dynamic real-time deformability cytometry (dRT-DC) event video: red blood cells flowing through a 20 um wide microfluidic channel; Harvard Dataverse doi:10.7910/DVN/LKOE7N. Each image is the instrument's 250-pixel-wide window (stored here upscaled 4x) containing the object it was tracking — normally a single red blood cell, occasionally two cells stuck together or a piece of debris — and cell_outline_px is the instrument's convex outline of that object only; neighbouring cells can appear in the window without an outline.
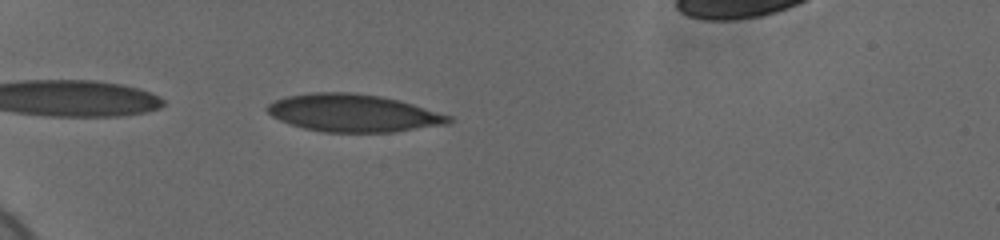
{"species": "human", "species_latin": "Homo sapiens", "temperature_condition": "cold", "stored_images_in_passage": 40, "camera_frame_rate_fps": 3000, "um_per_image_px": 0.085, "donor": {"sex": "female"}, "frame": {"image": 1, "passage_image": 2, "time_ms": 0.333, "image_size_px": [1000, 240], "cell_outline_px": [[452, 120], [448, 124], [396, 132], [324, 132], [304, 128], [288, 124], [272, 116], [264, 108], [268, 104], [276, 100], [288, 96], [312, 92], [352, 92], [380, 96], [400, 100], [452, 116]], "centroid_in_image_um": [30.04, 9.61], "position_along_channel_um": 55.0, "area_um2": 39.88}}
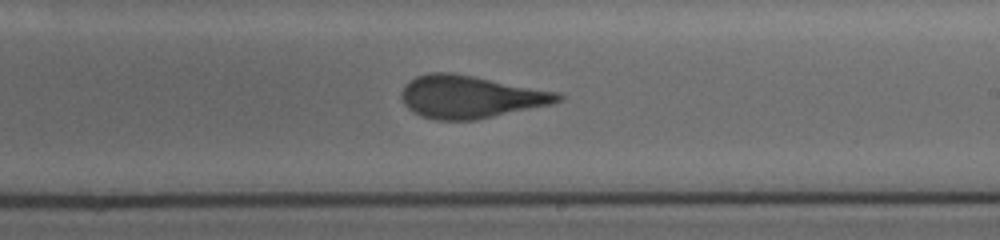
{"frame": {"image": 2, "passage_image": 20, "time_ms": 6.333, "image_size_px": [1000, 240], "cell_outline_px": [[564, 96], [560, 100], [552, 104], [476, 120], [436, 120], [420, 116], [412, 112], [404, 104], [400, 96], [400, 92], [404, 84], [416, 76], [428, 72], [452, 72], [560, 92]], "centroid_in_image_um": [39.95, 8.22], "position_along_channel_um": 249.1, "area_um2": 39.19}}
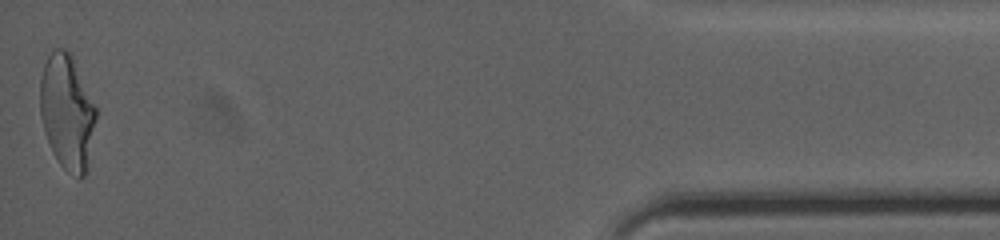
{"frame": {"image": 3, "passage_image": 40, "time_ms": 13.0, "image_size_px": [1000, 240], "cell_outline_px": [[96, 116], [88, 172], [80, 180], [68, 172], [60, 164], [52, 152], [44, 132], [40, 116], [40, 80], [44, 64], [48, 56], [56, 48], [64, 48], [72, 56], [96, 108]], "centroid_in_image_um": [5.7, 9.58], "position_along_channel_um": 429.5, "area_um2": 37.57}, "authors_computed_cell_mechanics": {"area_um2": 38.6682, "velocity_mm_per_s": 3.7022, "shape_relaxation_time_tau1_ms": null, "shape_relaxation_time_tau2_ms": 0.9218, "deformation_change_tau1": null, "deformation_change_tau2": 0.0821}}